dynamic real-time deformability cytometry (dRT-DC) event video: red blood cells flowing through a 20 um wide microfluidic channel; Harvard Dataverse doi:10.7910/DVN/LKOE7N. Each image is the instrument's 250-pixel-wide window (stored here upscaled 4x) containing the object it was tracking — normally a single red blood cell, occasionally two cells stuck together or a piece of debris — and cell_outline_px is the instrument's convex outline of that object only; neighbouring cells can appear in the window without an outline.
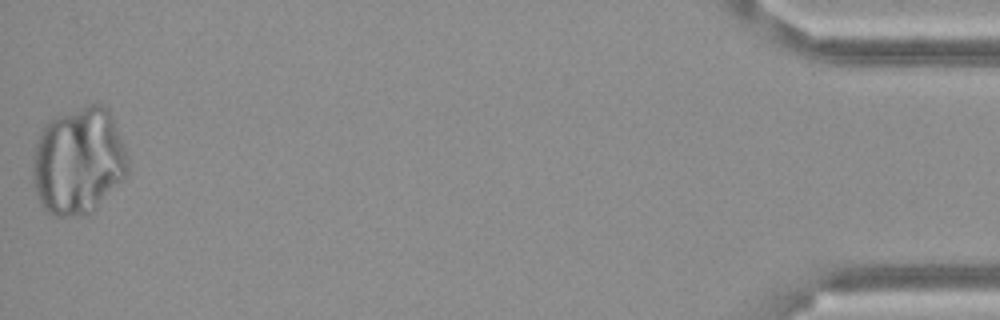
{"species": "Egyptian fruit bat (a non-hibernating species)", "species_latin": "Rousettus aegyptiacus", "temperature_condition": "cold", "stored_images_in_passage": 49, "camera_frame_rate_fps": 3000, "um_per_image_px": 0.085, "frame": {"image": 1, "passage_image": 49, "time_ms": 16.0, "image_size_px": [1000, 320], "cell_outline_px": [[128, 172], [96, 208], [88, 216], [56, 216], [48, 212], [40, 204], [36, 196], [32, 176], [32, 168], [36, 144], [40, 132], [44, 124], [48, 120], [88, 104], [104, 104], [108, 108], [112, 116], [128, 156]], "centroid_in_image_um": [6.65, 13.69], "position_along_channel_um": 428.5, "area_um2": 59.53}}